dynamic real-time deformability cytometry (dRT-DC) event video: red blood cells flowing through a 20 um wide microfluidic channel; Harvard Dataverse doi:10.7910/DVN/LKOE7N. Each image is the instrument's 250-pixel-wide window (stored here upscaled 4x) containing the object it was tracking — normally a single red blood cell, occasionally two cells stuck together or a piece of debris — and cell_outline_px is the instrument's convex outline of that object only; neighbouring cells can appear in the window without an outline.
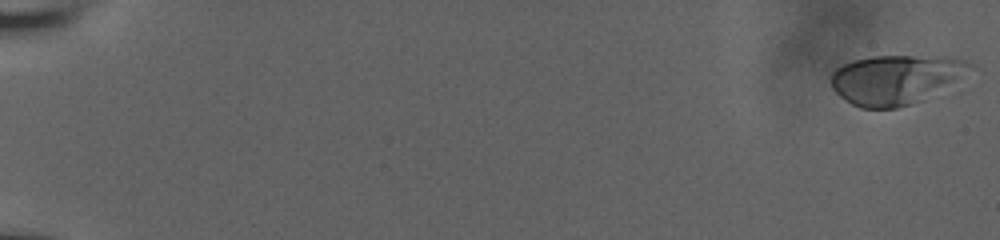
{"species": "human", "species_latin": "Homo sapiens", "temperature_condition": "room temperature", "stored_images_in_passage": 56, "camera_frame_rate_fps": 3000, "um_per_image_px": 0.085, "donor": {"sex": "male"}, "frame": {"image": 1, "passage_image": 1, "time_ms": 0.0, "image_size_px": [1000, 240], "cell_outline_px": [[972, 64], [924, 100], [912, 104], [896, 108], [860, 108], [852, 104], [840, 96], [832, 88], [832, 72], [836, 68], [852, 60], [872, 56], [952, 56], [964, 60]], "centroid_in_image_um": [76.0, 6.74], "position_along_channel_um": 9.0, "area_um2": 38.96}}
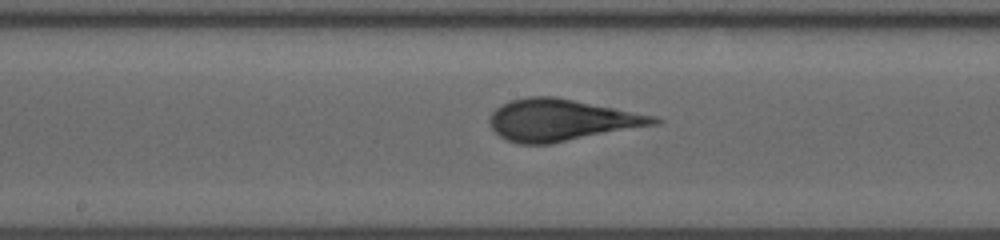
{"frame": {"image": 2, "passage_image": 32, "time_ms": 10.333, "image_size_px": [1000, 240], "cell_outline_px": [[664, 120], [660, 124], [552, 144], [520, 144], [508, 140], [500, 136], [488, 124], [488, 116], [500, 104], [512, 100], [528, 96], [556, 96], [656, 116]], "centroid_in_image_um": [47.73, 10.21], "position_along_channel_um": 200.5, "area_um2": 40.4}}
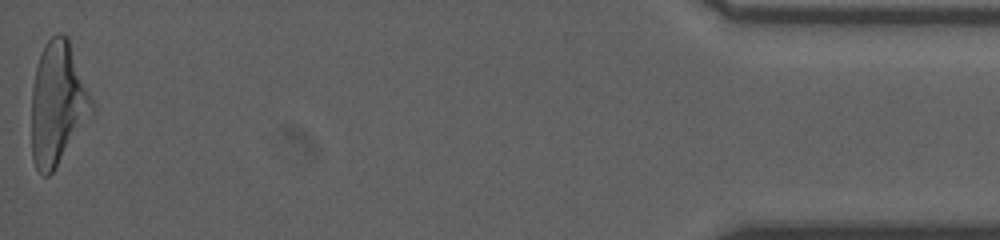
{"frame": {"image": 3, "passage_image": 56, "time_ms": 18.333, "image_size_px": [1000, 240], "cell_outline_px": [[96, 112], [52, 172], [48, 176], [44, 176], [36, 168], [32, 160], [32, 88], [36, 68], [40, 52], [44, 44], [56, 32], [60, 32], [68, 36], [96, 108]], "centroid_in_image_um": [4.93, 8.79], "position_along_channel_um": 430.3, "area_um2": 43.81}, "authors_computed_cell_mechanics": {"area_um2": 39.1306, "velocity_mm_per_s": 3.9266, "shape_relaxation_time_tau1_ms": 6.0872, "shape_relaxation_time_tau2_ms": 0.7319, "deformation_change_tau1": 0.2316, "deformation_change_tau2": 0.0751}}